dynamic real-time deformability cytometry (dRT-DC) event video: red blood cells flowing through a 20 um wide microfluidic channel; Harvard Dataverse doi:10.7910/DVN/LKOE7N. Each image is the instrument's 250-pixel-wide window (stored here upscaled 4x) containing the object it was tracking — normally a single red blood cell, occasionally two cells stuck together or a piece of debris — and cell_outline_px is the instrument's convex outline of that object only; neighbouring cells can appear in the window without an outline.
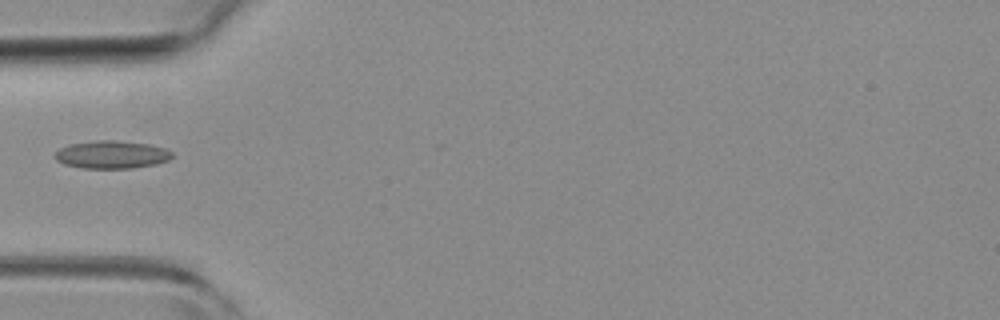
{"species": "common noctule bat (a hibernating species)", "species_latin": "Nyctalus noctula", "temperature_condition": "room temperature", "stored_images_in_passage": 6, "camera_frame_rate_fps": 3000, "um_per_image_px": 0.085, "animal": {"sex": "female", "body_mass_g": 19.3, "forearm_length_mm": 54.1}, "frame": {"image": 1, "passage_image": 5, "time_ms": 1.333, "image_size_px": [1000, 320], "cell_outline_px": [[172, 156], [168, 160], [156, 164], [132, 168], [84, 168], [64, 164], [56, 160], [56, 152], [60, 148], [72, 144], [96, 140], [116, 140], [148, 144], [164, 148], [172, 152]], "centroid_in_image_um": [9.51, 13.14], "position_along_channel_um": 75.5, "area_um2": 18.79}}
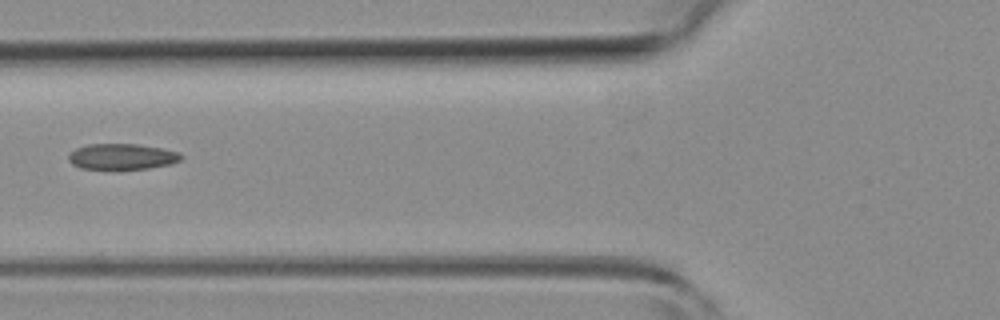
{"frame": {"image": 2, "passage_image": 6, "time_ms": 1.667, "image_size_px": [1000, 320], "cell_outline_px": [[184, 156], [180, 160], [172, 164], [148, 168], [80, 168], [72, 164], [68, 160], [68, 152], [76, 148], [88, 144], [136, 144], [160, 148], [180, 152]], "centroid_in_image_um": [10.36, 13.29], "position_along_channel_um": 115.4, "area_um2": 16.82}}